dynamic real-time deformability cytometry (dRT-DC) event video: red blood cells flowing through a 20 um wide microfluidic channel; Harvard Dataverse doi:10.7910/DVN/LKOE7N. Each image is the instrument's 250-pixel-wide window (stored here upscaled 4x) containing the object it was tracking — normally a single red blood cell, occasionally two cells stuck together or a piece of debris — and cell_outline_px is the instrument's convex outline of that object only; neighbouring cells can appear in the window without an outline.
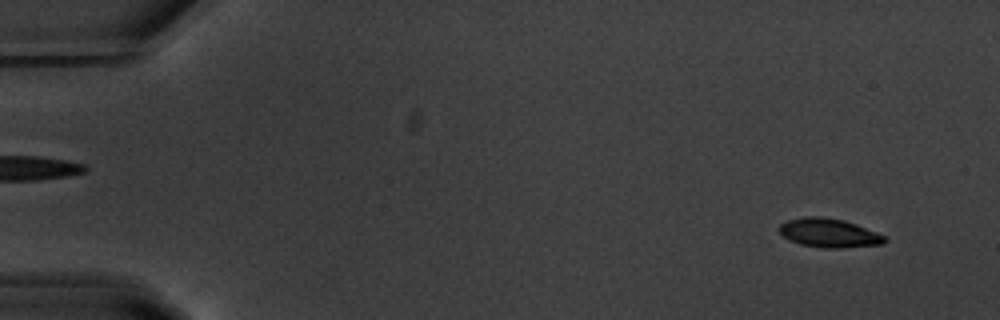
{"species": "common noctule bat (a hibernating species)", "species_latin": "Nyctalus noctula", "temperature_condition": "warm", "stored_images_in_passage": 53, "camera_frame_rate_fps": 3000, "um_per_image_px": 0.085, "animal": {"sex": "male", "body_mass_g": 20.1, "forearm_length_mm": 53.5}, "frame": {"image": 1, "passage_image": 2, "time_ms": 0.333, "image_size_px": [1000, 320], "cell_outline_px": [[888, 240], [884, 244], [844, 248], [828, 248], [800, 244], [788, 240], [780, 232], [780, 224], [788, 220], [804, 216], [820, 216], [844, 220], [856, 224], [876, 232], [884, 236]], "centroid_in_image_um": [70.48, 19.8], "position_along_channel_um": 14.5, "area_um2": 17.74}}
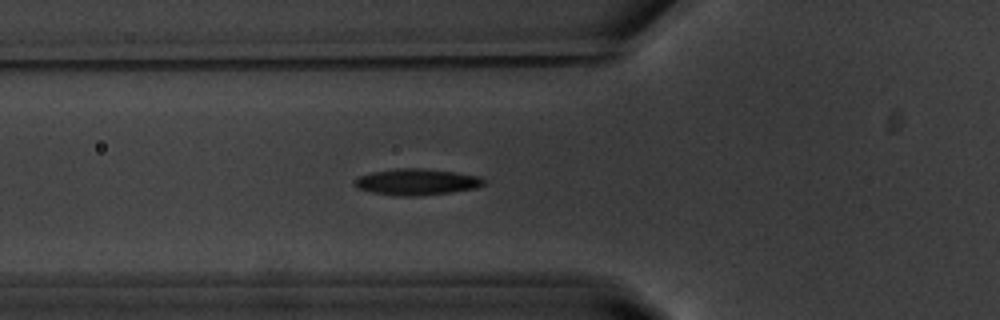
{"frame": {"image": 2, "passage_image": 18, "time_ms": 5.667, "image_size_px": [1000, 320], "cell_outline_px": [[484, 184], [476, 188], [452, 192], [420, 196], [396, 196], [372, 192], [356, 188], [352, 184], [352, 180], [360, 176], [372, 172], [396, 168], [424, 168], [456, 172], [480, 176], [484, 180]], "centroid_in_image_um": [35.38, 15.46], "position_along_channel_um": 90.4, "area_um2": 20.06}}
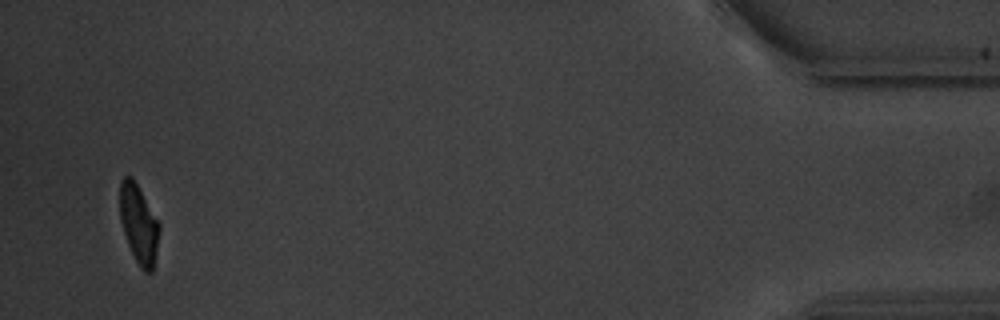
{"frame": {"image": 3, "passage_image": 51, "time_ms": 16.667, "image_size_px": [1000, 320], "cell_outline_px": [[160, 228], [156, 252], [152, 272], [144, 272], [140, 268], [128, 244], [120, 220], [120, 180], [124, 176], [132, 176], [160, 224]], "centroid_in_image_um": [11.79, 19.03], "position_along_channel_um": 423.4, "area_um2": 17.86}, "authors_computed_cell_mechanics": {"area_um2": 19.074, "velocity_mm_per_s": 3.7235, "shape_relaxation_time_tau1_ms": 3.3619, "shape_relaxation_time_tau2_ms": 2.45, "deformation_change_tau1": 0.1809, "deformation_change_tau2": 0.0529}}